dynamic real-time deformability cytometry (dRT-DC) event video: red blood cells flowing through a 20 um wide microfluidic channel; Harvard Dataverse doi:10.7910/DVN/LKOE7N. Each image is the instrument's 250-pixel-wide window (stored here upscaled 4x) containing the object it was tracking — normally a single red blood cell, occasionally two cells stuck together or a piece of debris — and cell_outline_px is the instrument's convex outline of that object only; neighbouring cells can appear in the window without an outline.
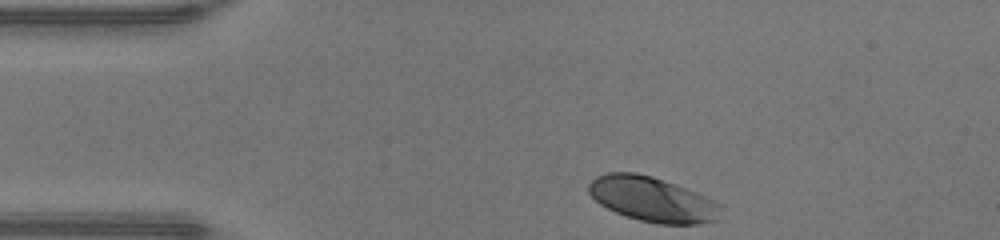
{"species": "human", "species_latin": "Homo sapiens", "temperature_condition": "warm", "stored_images_in_passage": 31, "camera_frame_rate_fps": 3000, "um_per_image_px": 0.085, "donor": {"sex": "male"}, "frame": {"image": 1, "passage_image": 1, "time_ms": 0.0, "image_size_px": [1000, 240], "cell_outline_px": [[720, 204], [712, 220], [696, 224], [660, 224], [640, 220], [616, 212], [600, 204], [588, 192], [588, 184], [596, 176], [608, 172], [636, 172], [652, 176], [696, 192]], "centroid_in_image_um": [55.35, 16.91], "position_along_channel_um": 29.6, "area_um2": 33.7}}
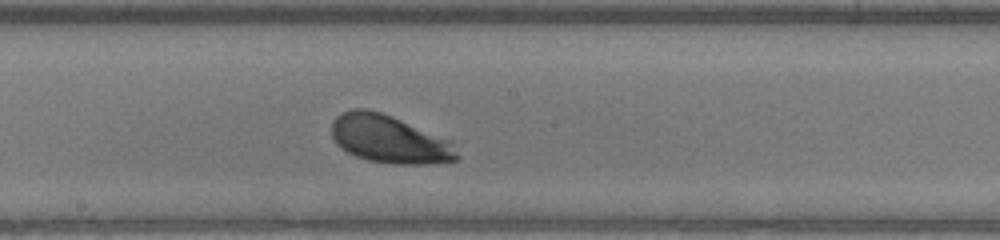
{"frame": {"image": 2, "passage_image": 18, "time_ms": 5.667, "image_size_px": [1000, 240], "cell_outline_px": [[456, 160], [428, 164], [392, 164], [368, 160], [356, 156], [340, 148], [336, 144], [332, 136], [332, 124], [336, 116], [352, 108], [368, 108], [392, 116], [448, 140], [456, 156]], "centroid_in_image_um": [32.99, 11.82], "position_along_channel_um": 215.2, "area_um2": 34.39}}
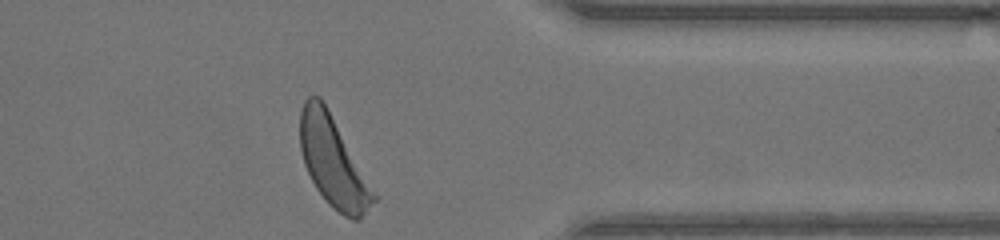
{"frame": {"image": 3, "passage_image": 31, "time_ms": 10.0, "image_size_px": [1000, 240], "cell_outline_px": [[380, 196], [360, 220], [352, 220], [344, 216], [332, 208], [328, 204], [316, 188], [304, 164], [300, 148], [300, 108], [304, 100], [308, 96], [320, 96]], "centroid_in_image_um": [28.36, 13.79], "position_along_channel_um": 383.0, "area_um2": 39.02}, "authors_computed_cell_mechanics": {"area_um2": 34.5066, "velocity_mm_per_s": 4.2292, "shape_relaxation_time_tau1_ms": 1.4082, "shape_relaxation_time_tau2_ms": null, "deformation_change_tau1": 0.1163, "deformation_change_tau2": null}}